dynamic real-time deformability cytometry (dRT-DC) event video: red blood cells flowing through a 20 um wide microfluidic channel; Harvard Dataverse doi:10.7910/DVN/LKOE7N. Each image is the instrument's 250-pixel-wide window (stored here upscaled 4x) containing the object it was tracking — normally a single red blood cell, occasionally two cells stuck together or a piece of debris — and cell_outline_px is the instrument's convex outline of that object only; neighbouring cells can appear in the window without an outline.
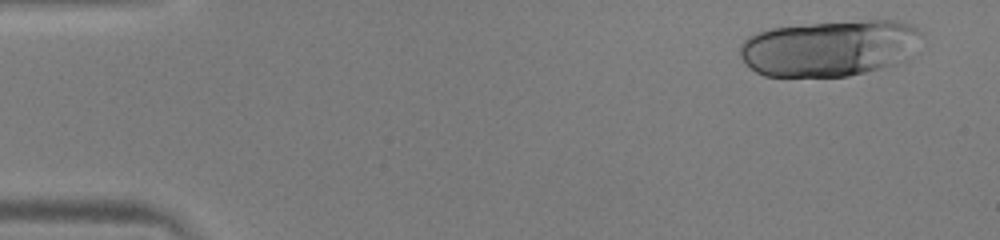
{"species": "human", "species_latin": "Homo sapiens", "temperature_condition": "warm", "stored_images_in_passage": 19, "camera_frame_rate_fps": 3000, "um_per_image_px": 0.085, "donor": {"sex": "male"}, "frame": {"image": 1, "passage_image": 3, "time_ms": 0.667, "image_size_px": [1000, 240], "cell_outline_px": [[924, 36], [912, 56], [908, 60], [896, 64], [848, 76], [764, 76], [756, 72], [740, 56], [740, 44], [748, 36], [756, 32], [772, 28], [812, 24], [868, 20], [896, 20], [916, 24], [924, 32]], "centroid_in_image_um": [70.63, 4.08], "position_along_channel_um": 14.4, "area_um2": 60.11}}
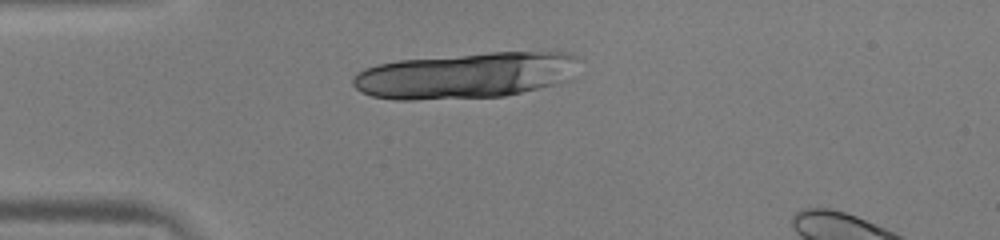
{"frame": {"image": 2, "passage_image": 13, "time_ms": 4.0, "image_size_px": [1000, 240], "cell_outline_px": [[576, 56], [572, 80], [560, 84], [504, 96], [412, 100], [396, 100], [372, 96], [360, 92], [352, 84], [352, 76], [356, 72], [364, 68], [376, 64], [400, 60], [488, 52], [564, 52]], "centroid_in_image_um": [39.55, 6.42], "position_along_channel_um": 45.4, "area_um2": 60.92}}